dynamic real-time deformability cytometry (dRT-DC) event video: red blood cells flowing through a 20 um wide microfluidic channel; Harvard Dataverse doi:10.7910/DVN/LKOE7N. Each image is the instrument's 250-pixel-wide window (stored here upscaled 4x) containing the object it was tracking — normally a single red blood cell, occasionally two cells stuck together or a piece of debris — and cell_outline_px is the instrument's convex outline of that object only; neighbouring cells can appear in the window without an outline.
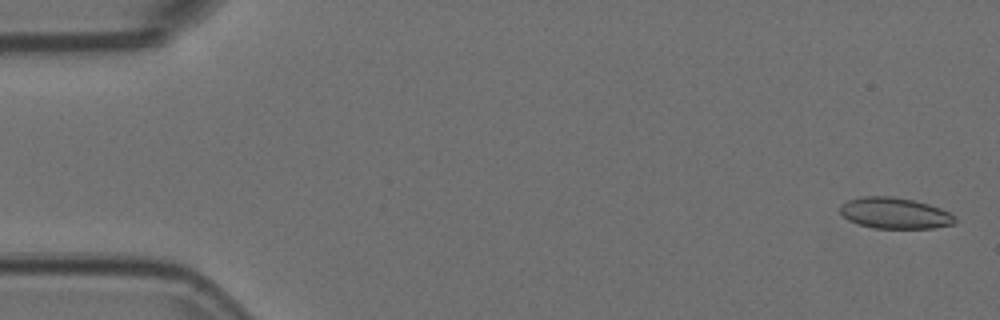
{"species": "Egyptian fruit bat (a non-hibernating species)", "species_latin": "Rousettus aegyptiacus", "temperature_condition": "room temperature", "stored_images_in_passage": 8, "segment_of_instrument_passage": [1, 2], "camera_frame_rate_fps": 3000, "um_per_image_px": 0.085, "animal": {"sex": "female"}, "frame": {"image": 1, "passage_image": 2, "time_ms": 0.333, "image_size_px": [1000, 320], "cell_outline_px": [[956, 224], [932, 228], [872, 228], [848, 220], [840, 212], [840, 204], [848, 200], [860, 196], [892, 196], [912, 200], [928, 204], [940, 208], [956, 216]], "centroid_in_image_um": [76.06, 18.11], "position_along_channel_um": 8.9, "area_um2": 20.87}}